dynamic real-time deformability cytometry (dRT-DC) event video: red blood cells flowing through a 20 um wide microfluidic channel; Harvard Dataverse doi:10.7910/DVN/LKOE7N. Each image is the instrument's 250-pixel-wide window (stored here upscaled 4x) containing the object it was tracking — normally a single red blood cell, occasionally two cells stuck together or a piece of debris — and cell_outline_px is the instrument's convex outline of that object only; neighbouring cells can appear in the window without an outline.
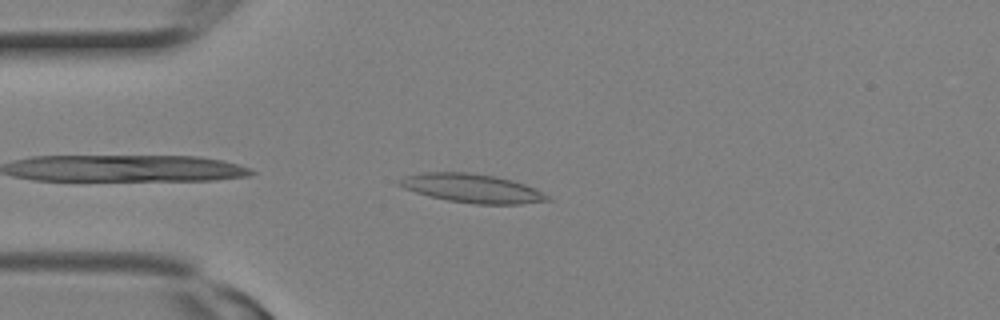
{"species": "Egyptian fruit bat (a non-hibernating species)", "species_latin": "Rousettus aegyptiacus", "temperature_condition": "room temperature", "stored_images_in_passage": 2, "camera_frame_rate_fps": 3000, "um_per_image_px": 0.085, "animal": {"sex": "female"}, "frame": {"image": 1, "passage_image": 1, "time_ms": 0.0, "image_size_px": [1000, 320], "cell_outline_px": [[552, 200], [520, 204], [476, 204], [448, 200], [416, 192], [404, 188], [396, 184], [396, 180], [404, 176], [420, 172], [468, 172], [496, 176], [512, 180], [536, 188], [548, 196]], "centroid_in_image_um": [40.1, 15.99], "position_along_channel_um": 44.9, "area_um2": 24.85}}